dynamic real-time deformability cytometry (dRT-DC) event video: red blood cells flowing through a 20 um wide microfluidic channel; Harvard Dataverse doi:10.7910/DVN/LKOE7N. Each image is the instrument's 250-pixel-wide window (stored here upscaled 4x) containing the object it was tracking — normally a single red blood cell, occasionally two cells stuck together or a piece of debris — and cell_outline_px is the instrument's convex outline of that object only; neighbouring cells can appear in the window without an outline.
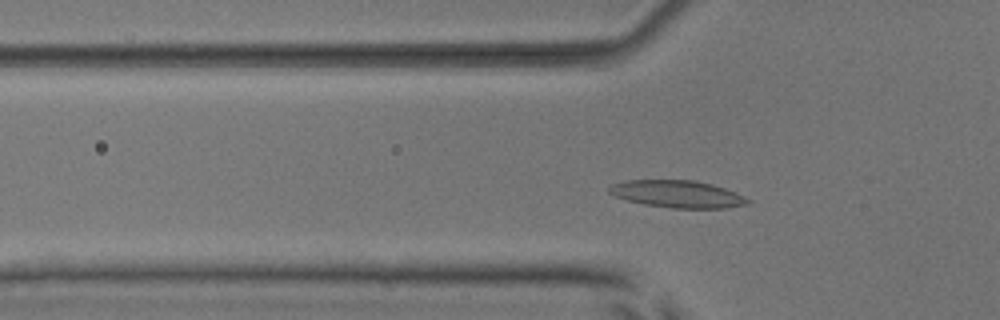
{"species": "common noctule bat (a hibernating species)", "species_latin": "Nyctalus noctula", "temperature_condition": "room temperature", "stored_images_in_passage": 47, "camera_frame_rate_fps": 3000, "um_per_image_px": 0.085, "animal": {"sex": "male", "body_mass_g": 17.9, "forearm_length_mm": 54.2}, "frame": {"image": 1, "passage_image": 12, "time_ms": 3.667, "image_size_px": [1000, 320], "cell_outline_px": [[752, 204], [724, 208], [672, 208], [644, 204], [628, 200], [616, 196], [608, 192], [608, 188], [612, 184], [624, 180], [692, 180], [712, 184], [736, 192], [752, 200]], "centroid_in_image_um": [57.63, 16.49], "position_along_channel_um": 68.2, "area_um2": 22.08}}
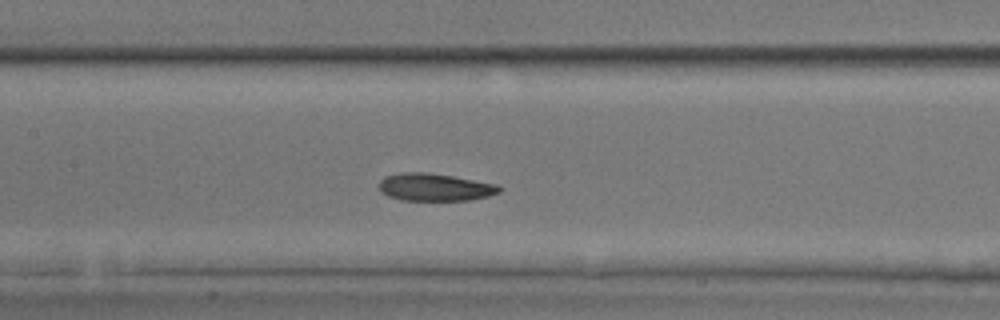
{"frame": {"image": 2, "passage_image": 20, "time_ms": 6.333, "image_size_px": [1000, 320], "cell_outline_px": [[500, 192], [488, 196], [468, 200], [400, 200], [388, 196], [380, 192], [380, 180], [384, 176], [400, 172], [424, 172], [452, 176], [496, 184], [500, 188]], "centroid_in_image_um": [36.91, 15.91], "position_along_channel_um": 170.5, "area_um2": 19.19}}
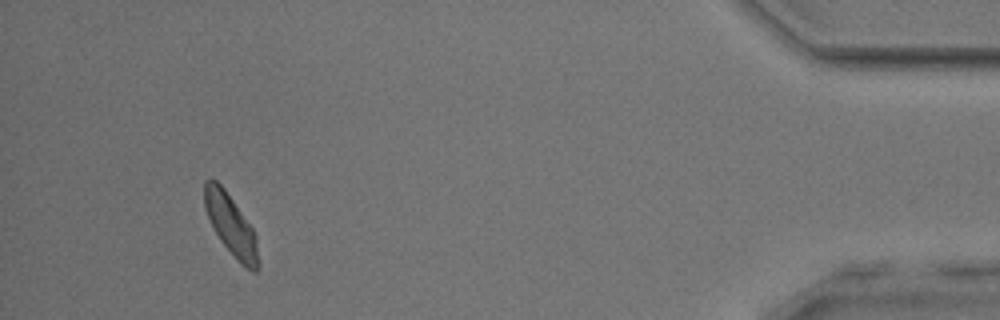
{"frame": {"image": 3, "passage_image": 44, "time_ms": 14.333, "image_size_px": [1000, 320], "cell_outline_px": [[256, 272], [252, 272], [244, 268], [236, 260], [220, 240], [204, 208], [204, 180], [212, 176], [224, 188], [252, 228], [256, 236]], "centroid_in_image_um": [19.57, 19.08], "position_along_channel_um": 415.6, "area_um2": 18.67}, "authors_computed_cell_mechanics": {"area_um2": 19.7098, "velocity_mm_per_s": 3.8705, "shape_relaxation_time_tau1_ms": 4.0426, "shape_relaxation_time_tau2_ms": 3.6356, "deformation_change_tau1": 0.1425, "deformation_change_tau2": 0.1095}}